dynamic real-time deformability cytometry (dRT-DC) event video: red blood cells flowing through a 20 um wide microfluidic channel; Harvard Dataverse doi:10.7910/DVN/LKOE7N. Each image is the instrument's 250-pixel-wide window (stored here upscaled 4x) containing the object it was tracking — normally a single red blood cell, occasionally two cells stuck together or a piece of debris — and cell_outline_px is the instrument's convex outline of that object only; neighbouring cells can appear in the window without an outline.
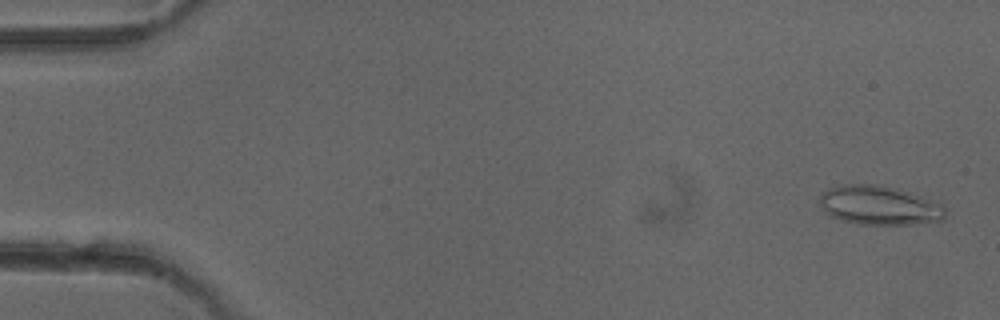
{"species": "common noctule bat (a hibernating species)", "species_latin": "Nyctalus noctula", "temperature_condition": "cold", "stored_images_in_passage": 3, "camera_frame_rate_fps": 3000, "um_per_image_px": 0.085, "animal": {"sex": "female"}, "frame": {"image": 1, "passage_image": 1, "time_ms": 0.0, "image_size_px": [1000, 320], "cell_outline_px": [[944, 220], [912, 224], [860, 224], [844, 220], [832, 216], [820, 204], [820, 196], [828, 188], [836, 184], [868, 184], [908, 192], [920, 196], [944, 208]], "centroid_in_image_um": [74.68, 17.46], "position_along_channel_um": 10.3, "area_um2": 27.69}}